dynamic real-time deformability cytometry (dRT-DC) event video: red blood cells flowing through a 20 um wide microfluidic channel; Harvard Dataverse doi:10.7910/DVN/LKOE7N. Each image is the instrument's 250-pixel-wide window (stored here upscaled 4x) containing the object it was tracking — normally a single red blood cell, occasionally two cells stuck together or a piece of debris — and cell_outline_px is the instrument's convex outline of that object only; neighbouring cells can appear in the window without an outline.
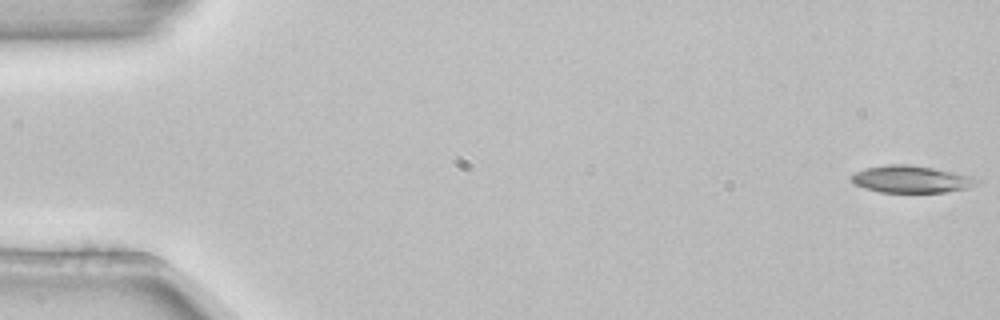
{"species": "common noctule bat (a hibernating species)", "species_latin": "Nyctalus noctula", "temperature_condition": "room temperature", "stored_images_in_passage": 5, "camera_frame_rate_fps": 3000, "um_per_image_px": 0.085, "animal": {"sex": "female", "body_mass_g": 22.7, "forearm_length_mm": 54.2}, "frame": {"image": 1, "passage_image": 1, "time_ms": 0.0, "image_size_px": [1000, 320], "cell_outline_px": [[980, 180], [968, 188], [944, 192], [880, 192], [864, 188], [856, 184], [852, 180], [852, 176], [856, 172], [864, 168], [888, 164], [908, 164], [932, 168], [972, 176]], "centroid_in_image_um": [77.44, 15.23], "position_along_channel_um": 7.6, "area_um2": 19.54}}
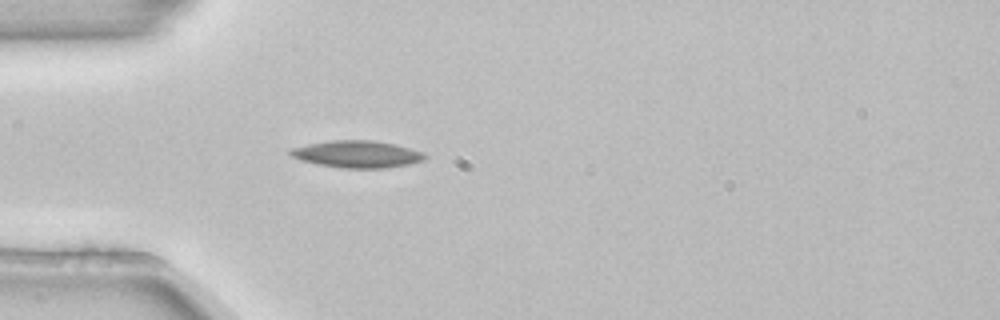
{"frame": {"image": 2, "passage_image": 5, "time_ms": 1.333, "image_size_px": [1000, 320], "cell_outline_px": [[428, 156], [424, 160], [408, 164], [384, 168], [340, 168], [316, 164], [300, 160], [292, 156], [288, 152], [292, 148], [308, 144], [332, 140], [372, 140], [396, 144], [424, 152]], "centroid_in_image_um": [30.37, 13.1], "position_along_channel_um": 54.6, "area_um2": 21.27}}